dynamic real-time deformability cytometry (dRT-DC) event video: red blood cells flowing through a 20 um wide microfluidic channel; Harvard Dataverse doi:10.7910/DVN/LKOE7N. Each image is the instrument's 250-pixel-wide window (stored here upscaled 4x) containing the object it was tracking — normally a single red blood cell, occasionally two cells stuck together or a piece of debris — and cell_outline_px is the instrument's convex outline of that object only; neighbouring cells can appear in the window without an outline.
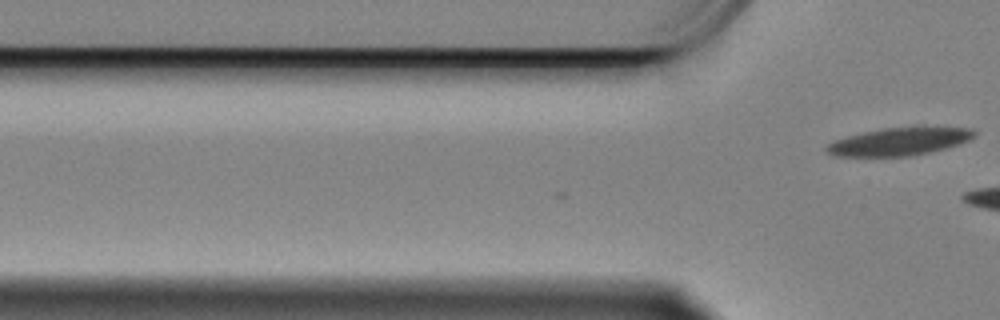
{"species": "Egyptian fruit bat (a non-hibernating species)", "species_latin": "Rousettus aegyptiacus", "temperature_condition": "cold", "stored_images_in_passage": 2, "camera_frame_rate_fps": 3000, "um_per_image_px": 0.085, "animal": {"sex": "female"}, "frame": {"image": 1, "passage_image": 2, "time_ms": 0.333, "image_size_px": [1000, 320], "cell_outline_px": [[976, 136], [960, 144], [932, 152], [912, 156], [832, 156], [824, 148], [832, 140], [864, 132], [884, 128], [916, 124], [924, 124], [972, 128], [976, 132]], "centroid_in_image_um": [76.54, 11.98], "position_along_channel_um": 49.3, "area_um2": 25.03}}